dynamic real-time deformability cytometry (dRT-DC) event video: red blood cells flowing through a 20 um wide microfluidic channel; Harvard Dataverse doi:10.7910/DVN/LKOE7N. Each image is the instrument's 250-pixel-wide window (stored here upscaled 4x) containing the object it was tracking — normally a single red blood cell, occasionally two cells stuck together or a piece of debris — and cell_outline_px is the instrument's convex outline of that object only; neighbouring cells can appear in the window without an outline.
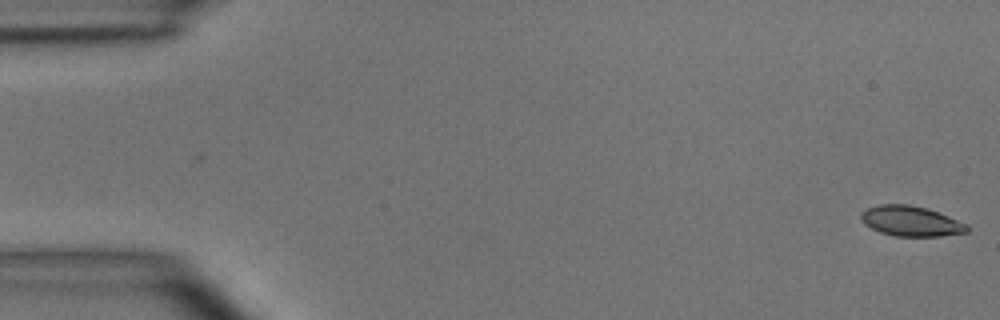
{"species": "common noctule bat (a hibernating species)", "species_latin": "Nyctalus noctula", "temperature_condition": "room temperature", "stored_images_in_passage": 2, "camera_frame_rate_fps": 3000, "um_per_image_px": 0.085, "animal": {"sex": "male", "body_mass_g": 15.6}, "frame": {"image": 1, "passage_image": 2, "time_ms": 0.333, "image_size_px": [1000, 320], "cell_outline_px": [[968, 232], [940, 236], [896, 236], [880, 232], [864, 224], [860, 220], [860, 212], [868, 208], [880, 204], [908, 204], [928, 208], [968, 224]], "centroid_in_image_um": [77.41, 18.79], "position_along_channel_um": 7.6, "area_um2": 18.73}}